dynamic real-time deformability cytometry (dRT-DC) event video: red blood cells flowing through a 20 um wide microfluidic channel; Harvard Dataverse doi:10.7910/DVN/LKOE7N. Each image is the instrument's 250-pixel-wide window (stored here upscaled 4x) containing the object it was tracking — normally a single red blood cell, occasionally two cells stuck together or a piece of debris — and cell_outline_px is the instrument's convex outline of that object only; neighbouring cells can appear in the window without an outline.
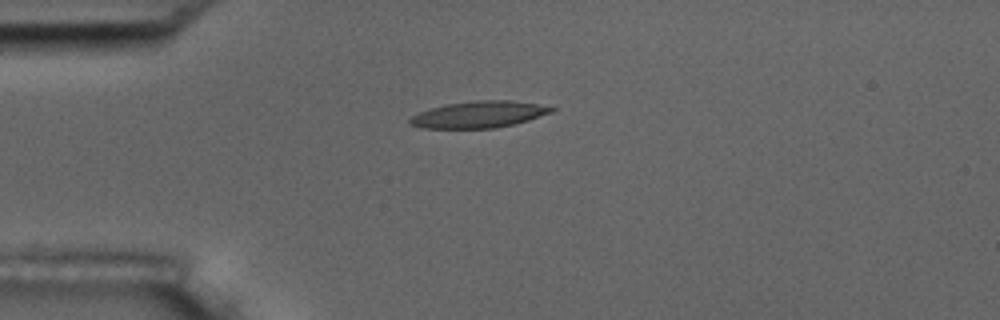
{"species": "common noctule bat (a hibernating species)", "species_latin": "Nyctalus noctula", "temperature_condition": "room temperature", "stored_images_in_passage": 8, "camera_frame_rate_fps": 3000, "um_per_image_px": 0.085, "animal": {"sex": "male", "body_mass_g": 17.5, "forearm_length_mm": 52.3}, "frame": {"image": 1, "passage_image": 1, "time_ms": 0.0, "image_size_px": [1000, 320], "cell_outline_px": [[556, 108], [552, 112], [528, 120], [496, 128], [424, 128], [408, 124], [408, 120], [412, 116], [420, 112], [432, 108], [448, 104], [476, 100], [512, 100], [536, 104]], "centroid_in_image_um": [40.69, 9.73], "position_along_channel_um": 44.3, "area_um2": 21.68}}
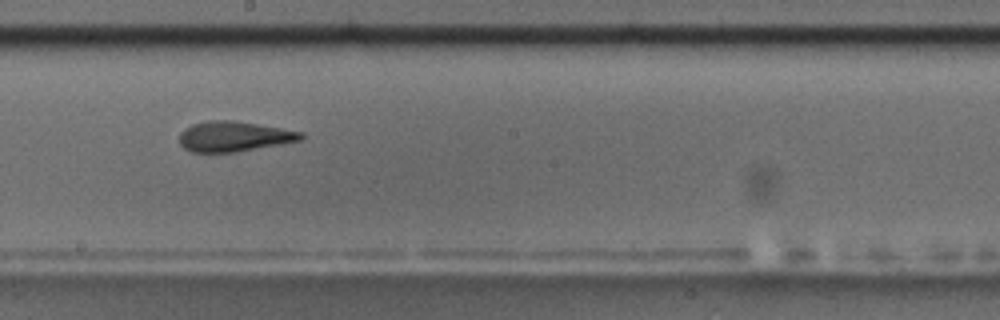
{"frame": {"image": 2, "passage_image": 6, "time_ms": 1.667, "image_size_px": [1000, 320], "cell_outline_px": [[304, 136], [300, 140], [280, 144], [236, 152], [192, 152], [184, 148], [180, 144], [180, 132], [184, 128], [192, 124], [208, 120], [236, 120], [304, 132]], "centroid_in_image_um": [19.87, 11.58], "position_along_channel_um": 228.3, "area_um2": 21.44}}
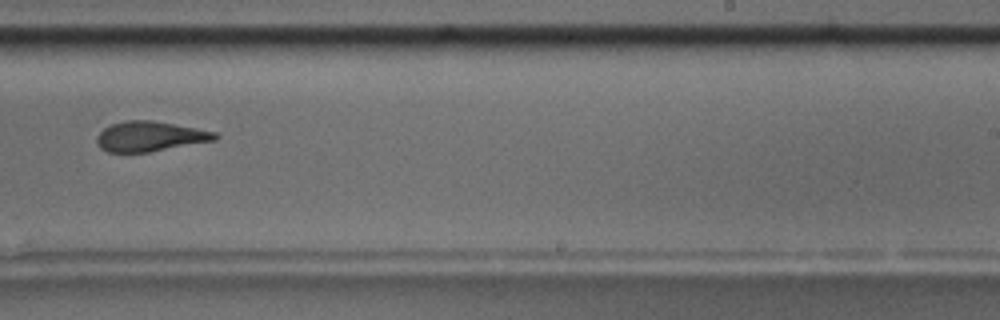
{"frame": {"image": 3, "passage_image": 7, "time_ms": 2.0, "image_size_px": [1000, 320], "cell_outline_px": [[220, 136], [216, 140], [148, 152], [108, 152], [100, 148], [96, 144], [96, 136], [104, 128], [112, 124], [124, 120], [152, 120], [196, 128], [216, 132]], "centroid_in_image_um": [12.73, 11.59], "position_along_channel_um": 276.3, "area_um2": 20.69}}